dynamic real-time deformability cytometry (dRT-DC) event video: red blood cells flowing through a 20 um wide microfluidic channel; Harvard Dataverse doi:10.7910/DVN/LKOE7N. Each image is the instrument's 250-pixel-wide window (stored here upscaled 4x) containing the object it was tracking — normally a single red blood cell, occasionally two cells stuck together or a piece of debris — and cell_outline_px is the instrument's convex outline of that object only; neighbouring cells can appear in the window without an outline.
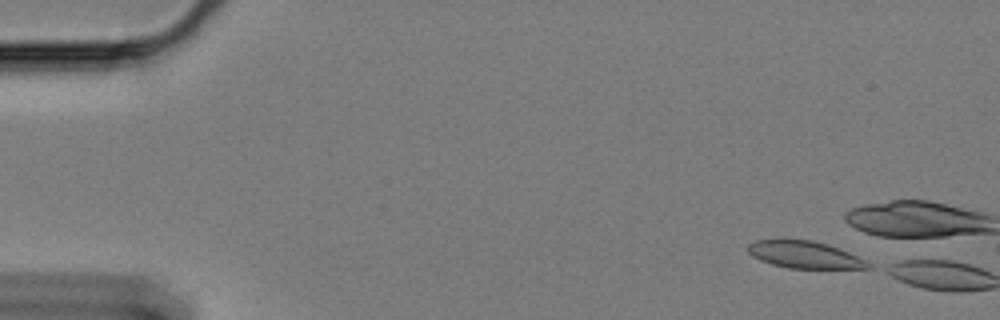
{"species": "Egyptian fruit bat (a non-hibernating species)", "species_latin": "Rousettus aegyptiacus", "temperature_condition": "cold", "stored_images_in_passage": 3, "camera_frame_rate_fps": 3000, "um_per_image_px": 0.085, "animal": {"sex": "female"}, "frame": {"image": 1, "passage_image": 1, "time_ms": 0.0, "image_size_px": [1000, 320], "cell_outline_px": [[872, 268], [788, 268], [772, 264], [760, 260], [752, 256], [748, 252], [748, 244], [756, 240], [784, 236], [812, 240], [848, 252], [872, 264]], "centroid_in_image_um": [68.29, 21.6], "position_along_channel_um": 16.7, "area_um2": 19.36}}